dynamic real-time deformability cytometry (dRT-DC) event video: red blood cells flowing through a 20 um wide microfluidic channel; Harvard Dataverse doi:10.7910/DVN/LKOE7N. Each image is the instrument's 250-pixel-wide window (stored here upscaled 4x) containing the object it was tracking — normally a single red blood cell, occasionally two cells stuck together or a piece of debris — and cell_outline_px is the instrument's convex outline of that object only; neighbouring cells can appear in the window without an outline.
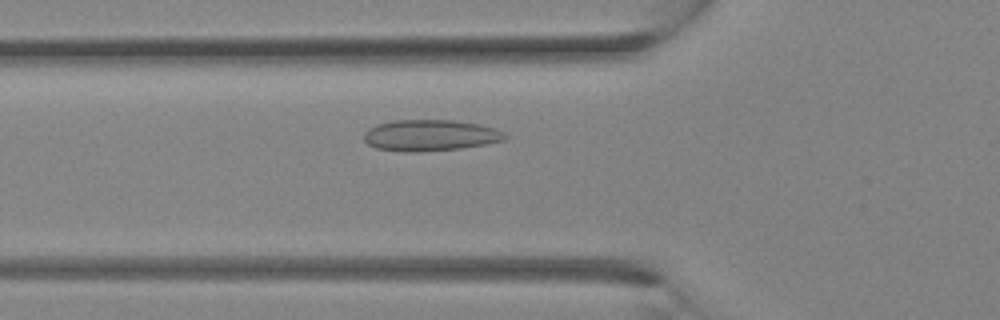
{"species": "Egyptian fruit bat (a non-hibernating species)", "species_latin": "Rousettus aegyptiacus", "temperature_condition": "room temperature", "stored_images_in_passage": 30, "camera_frame_rate_fps": 3000, "um_per_image_px": 0.085, "animal": {"sex": "female"}, "frame": {"image": 1, "passage_image": 9, "time_ms": 2.667, "image_size_px": [1000, 320], "cell_outline_px": [[508, 136], [504, 140], [484, 144], [460, 148], [416, 152], [404, 152], [376, 148], [368, 144], [364, 140], [364, 132], [368, 128], [376, 124], [392, 120], [452, 120], [476, 124], [492, 128], [504, 132]], "centroid_in_image_um": [36.5, 11.5], "position_along_channel_um": 89.3, "area_um2": 25.55}}
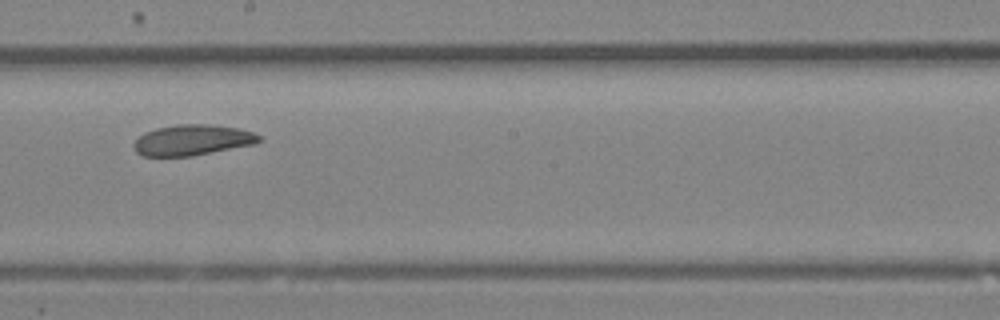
{"frame": {"image": 2, "passage_image": 16, "time_ms": 5.0, "image_size_px": [1000, 320], "cell_outline_px": [[260, 140], [256, 144], [192, 156], [140, 156], [136, 152], [132, 144], [144, 132], [156, 128], [176, 124], [208, 124], [236, 128], [252, 132], [260, 136]], "centroid_in_image_um": [16.32, 11.91], "position_along_channel_um": 231.9, "area_um2": 22.43}}
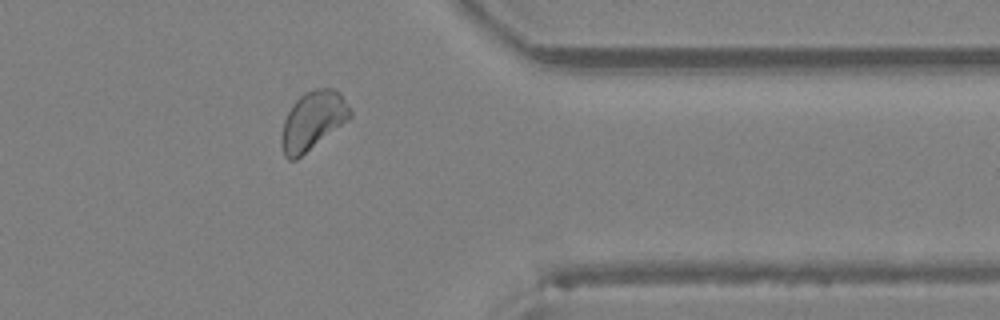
{"frame": {"image": 3, "passage_image": 24, "time_ms": 7.667, "image_size_px": [1000, 320], "cell_outline_px": [[352, 116], [348, 120], [296, 160], [288, 160], [284, 156], [280, 144], [280, 136], [284, 120], [292, 104], [304, 92], [316, 88], [332, 88], [340, 92], [348, 104], [352, 112]], "centroid_in_image_um": [26.56, 10.25], "position_along_channel_um": 384.8, "area_um2": 23.52}}